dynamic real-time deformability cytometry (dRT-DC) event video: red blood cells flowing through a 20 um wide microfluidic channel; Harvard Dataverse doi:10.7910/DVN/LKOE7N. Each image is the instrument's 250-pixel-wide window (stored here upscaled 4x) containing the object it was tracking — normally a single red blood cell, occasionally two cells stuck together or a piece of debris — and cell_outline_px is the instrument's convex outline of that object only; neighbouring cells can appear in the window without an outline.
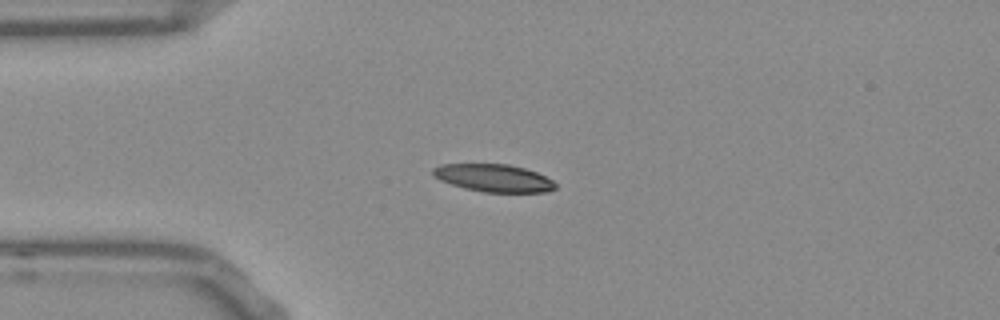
{"species": "Egyptian fruit bat (a non-hibernating species)", "species_latin": "Rousettus aegyptiacus", "temperature_condition": "room temperature", "stored_images_in_passage": 41, "camera_frame_rate_fps": 3000, "um_per_image_px": 0.085, "frame": {"image": 1, "passage_image": 1, "time_ms": 0.0, "image_size_px": [1000, 320], "cell_outline_px": [[556, 188], [548, 192], [484, 192], [464, 188], [440, 180], [432, 172], [432, 168], [440, 164], [508, 164], [524, 168], [536, 172], [552, 180], [556, 184]], "centroid_in_image_um": [41.97, 15.13], "position_along_channel_um": 43.0, "area_um2": 19.59}}
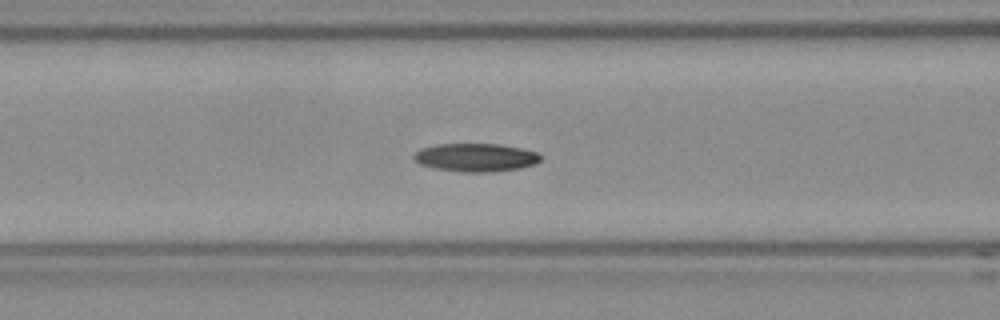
{"frame": {"image": 2, "passage_image": 9, "time_ms": 2.667, "image_size_px": [1000, 320], "cell_outline_px": [[540, 160], [532, 164], [520, 168], [488, 172], [460, 172], [432, 168], [420, 164], [412, 156], [420, 148], [436, 144], [496, 144], [520, 148], [536, 152], [540, 156]], "centroid_in_image_um": [40.37, 13.39], "position_along_channel_um": 126.2, "area_um2": 20.69}}
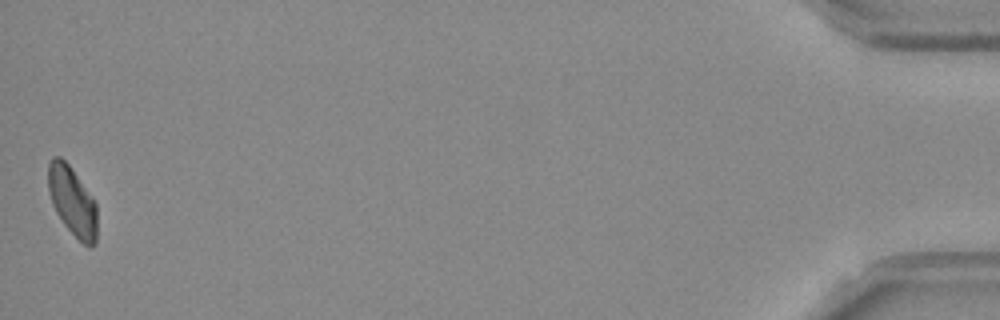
{"frame": {"image": 3, "passage_image": 41, "time_ms": 13.333, "image_size_px": [1000, 320], "cell_outline_px": [[96, 244], [88, 248], [64, 224], [56, 212], [52, 204], [48, 188], [48, 164], [52, 156], [60, 156], [68, 164], [96, 200]], "centroid_in_image_um": [6.15, 17.09], "position_along_channel_um": 429.0, "area_um2": 19.71}, "authors_computed_cell_mechanics": {"area_um2": 20.23, "velocity_mm_per_s": 3.7813, "shape_relaxation_time_tau1_ms": 10.7965, "shape_relaxation_time_tau2_ms": null, "deformation_change_tau1": 0.2225, "deformation_change_tau2": null}}